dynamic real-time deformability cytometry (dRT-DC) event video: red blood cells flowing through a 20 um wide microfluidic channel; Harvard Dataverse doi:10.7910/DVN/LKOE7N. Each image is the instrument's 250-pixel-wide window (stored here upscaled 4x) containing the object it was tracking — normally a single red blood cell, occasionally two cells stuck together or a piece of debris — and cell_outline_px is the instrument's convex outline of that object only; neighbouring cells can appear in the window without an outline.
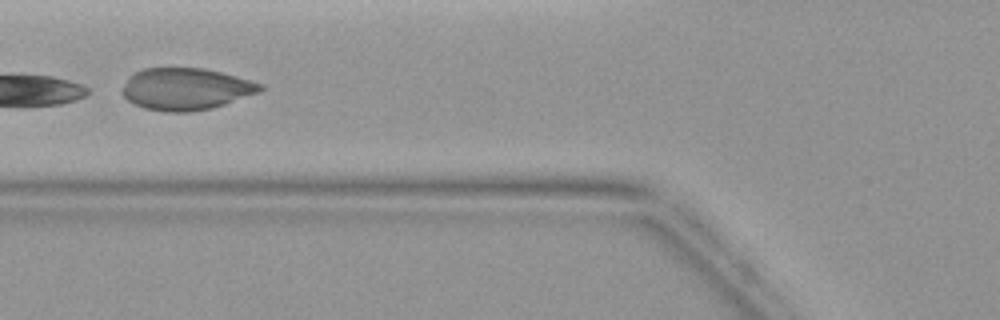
{"species": "common noctule bat (a hibernating species)", "species_latin": "Nyctalus noctula", "temperature_condition": "warm", "stored_images_in_passage": 5, "camera_frame_rate_fps": 3000, "um_per_image_px": 0.085, "animal": {"sex": "female", "body_mass_g": 19.9}, "frame": {"image": 1, "passage_image": 5, "time_ms": 5.333, "image_size_px": [1000, 320], "cell_outline_px": [[264, 88], [260, 92], [212, 108], [188, 112], [168, 112], [144, 108], [132, 104], [120, 92], [128, 76], [132, 72], [144, 68], [204, 68], [236, 76], [264, 84]], "centroid_in_image_um": [15.76, 7.56], "position_along_channel_um": 110.0, "area_um2": 33.93}}